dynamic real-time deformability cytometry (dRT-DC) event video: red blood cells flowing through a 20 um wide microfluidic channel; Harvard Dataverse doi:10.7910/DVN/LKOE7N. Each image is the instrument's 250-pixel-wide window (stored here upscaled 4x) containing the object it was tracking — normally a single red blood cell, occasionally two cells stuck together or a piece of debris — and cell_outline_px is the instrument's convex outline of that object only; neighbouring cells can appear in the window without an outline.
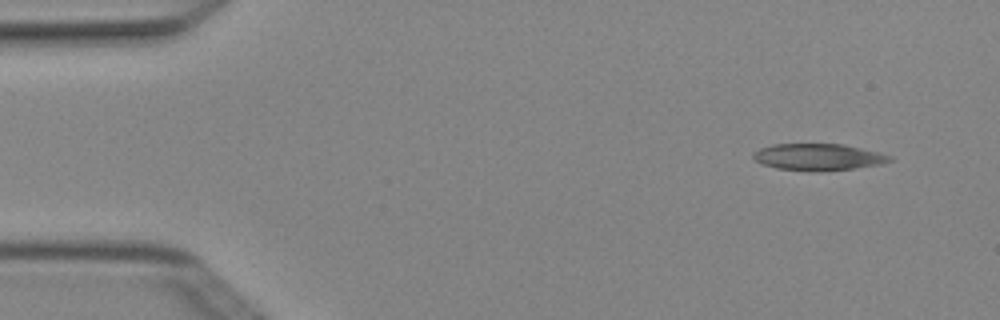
{"species": "Egyptian fruit bat (a non-hibernating species)", "species_latin": "Rousettus aegyptiacus", "temperature_condition": "cold", "stored_images_in_passage": 5, "camera_frame_rate_fps": 3000, "um_per_image_px": 0.085, "animal": {"sex": "female"}, "frame": {"image": 1, "passage_image": 1, "time_ms": 0.0, "image_size_px": [1000, 320], "cell_outline_px": [[892, 160], [884, 164], [856, 168], [776, 168], [764, 164], [756, 160], [752, 156], [752, 152], [760, 148], [772, 144], [844, 144], [880, 152], [892, 156]], "centroid_in_image_um": [69.6, 13.29], "position_along_channel_um": 15.4, "area_um2": 20.29}}
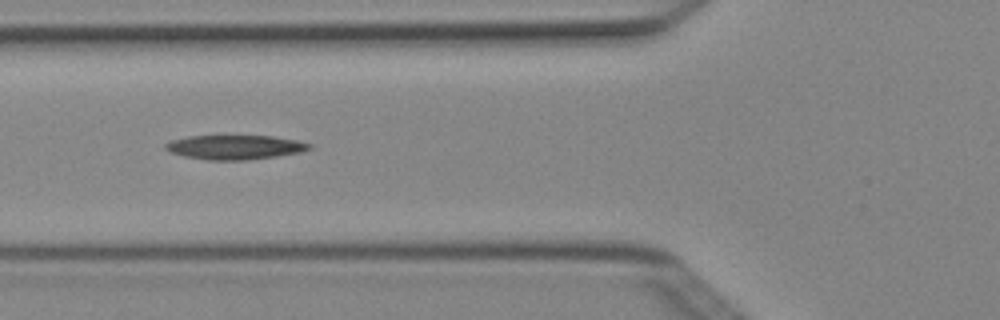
{"frame": {"image": 2, "passage_image": 5, "time_ms": 1.333, "image_size_px": [1000, 320], "cell_outline_px": [[312, 148], [300, 152], [276, 156], [248, 160], [208, 160], [184, 156], [172, 152], [164, 148], [164, 144], [172, 140], [188, 136], [272, 136], [296, 140], [312, 144]], "centroid_in_image_um": [19.97, 12.51], "position_along_channel_um": 105.8, "area_um2": 20.29}}